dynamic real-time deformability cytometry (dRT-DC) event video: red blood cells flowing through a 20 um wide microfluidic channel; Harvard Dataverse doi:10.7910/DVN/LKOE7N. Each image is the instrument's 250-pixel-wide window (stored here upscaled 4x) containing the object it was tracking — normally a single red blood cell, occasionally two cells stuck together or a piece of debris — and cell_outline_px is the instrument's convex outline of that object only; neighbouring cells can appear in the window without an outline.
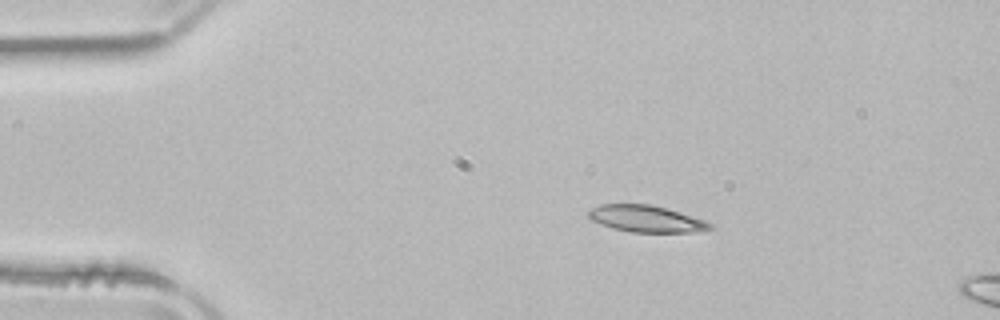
{"species": "common noctule bat (a hibernating species)", "species_latin": "Nyctalus noctula", "temperature_condition": "room temperature", "stored_images_in_passage": 6, "camera_frame_rate_fps": 3000, "um_per_image_px": 0.085, "animal": {"sex": "male", "body_mass_g": 21.5, "forearm_length_mm": 52.0}, "frame": {"image": 1, "passage_image": 1, "time_ms": 0.0, "image_size_px": [1000, 320], "cell_outline_px": [[716, 228], [696, 232], [632, 232], [612, 228], [592, 220], [588, 216], [588, 212], [592, 208], [600, 204], [652, 204], [668, 208], [704, 220], [712, 224]], "centroid_in_image_um": [54.96, 18.59], "position_along_channel_um": 30.0, "area_um2": 18.96}}